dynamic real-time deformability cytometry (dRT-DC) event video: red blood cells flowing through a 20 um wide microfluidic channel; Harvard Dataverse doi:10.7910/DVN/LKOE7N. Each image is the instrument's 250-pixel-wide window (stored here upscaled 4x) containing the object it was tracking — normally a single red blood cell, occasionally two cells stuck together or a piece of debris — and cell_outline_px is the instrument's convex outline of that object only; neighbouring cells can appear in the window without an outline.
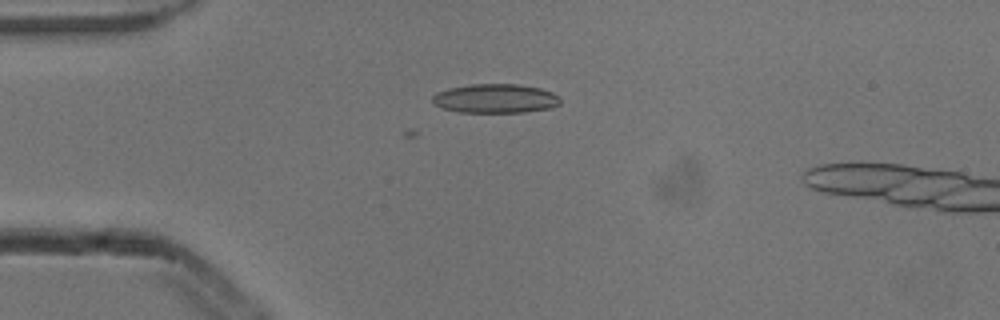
{"species": "common noctule bat (a hibernating species)", "species_latin": "Nyctalus noctula", "temperature_condition": "cold", "stored_images_in_passage": 4, "camera_frame_rate_fps": 3000, "um_per_image_px": 0.085, "animal": {"sex": "male", "body_mass_g": 13.3}, "frame": {"image": 1, "passage_image": 2, "time_ms": 0.333, "image_size_px": [1000, 320], "cell_outline_px": [[560, 104], [552, 108], [524, 112], [460, 112], [440, 108], [432, 104], [432, 96], [436, 92], [448, 88], [472, 84], [520, 84], [540, 88], [552, 92], [560, 96]], "centroid_in_image_um": [42.1, 8.37], "position_along_channel_um": 42.9, "area_um2": 21.96}}